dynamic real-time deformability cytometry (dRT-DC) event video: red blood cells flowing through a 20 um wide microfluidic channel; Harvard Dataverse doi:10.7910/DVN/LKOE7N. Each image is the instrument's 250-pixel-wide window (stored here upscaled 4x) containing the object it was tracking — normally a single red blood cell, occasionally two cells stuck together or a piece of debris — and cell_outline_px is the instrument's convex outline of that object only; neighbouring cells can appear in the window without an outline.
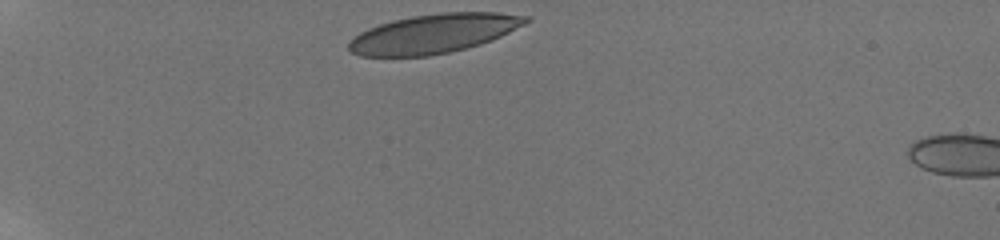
{"species": "human", "species_latin": "Homo sapiens", "temperature_condition": "room temperature", "stored_images_in_passage": 11, "camera_frame_rate_fps": 3000, "um_per_image_px": 0.085, "donor": {"sex": "male"}, "frame": {"image": 1, "passage_image": 1, "time_ms": 0.0, "image_size_px": [1000, 240], "cell_outline_px": [[532, 20], [492, 40], [480, 44], [448, 52], [428, 56], [360, 56], [352, 52], [348, 48], [348, 40], [360, 32], [368, 28], [392, 20], [412, 16], [440, 12], [496, 12], [528, 16]], "centroid_in_image_um": [36.84, 2.85], "position_along_channel_um": 48.2, "area_um2": 40.23}}
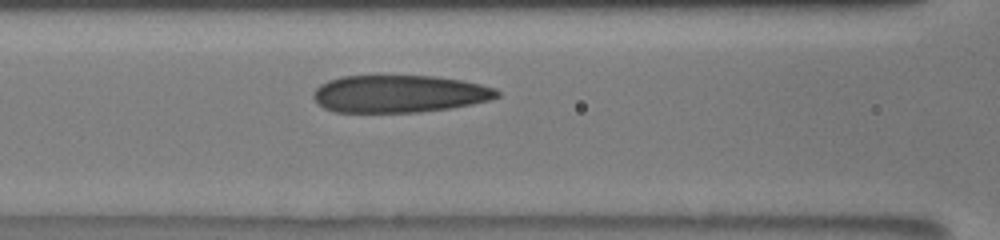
{"frame": {"image": 2, "passage_image": 11, "time_ms": 3.333, "image_size_px": [1000, 240], "cell_outline_px": [[500, 96], [488, 100], [472, 104], [448, 108], [420, 112], [336, 112], [324, 108], [316, 104], [312, 96], [312, 92], [320, 84], [328, 80], [340, 76], [432, 76], [464, 80], [496, 88], [500, 92]], "centroid_in_image_um": [33.91, 7.97], "position_along_channel_um": 132.7, "area_um2": 40.29}}